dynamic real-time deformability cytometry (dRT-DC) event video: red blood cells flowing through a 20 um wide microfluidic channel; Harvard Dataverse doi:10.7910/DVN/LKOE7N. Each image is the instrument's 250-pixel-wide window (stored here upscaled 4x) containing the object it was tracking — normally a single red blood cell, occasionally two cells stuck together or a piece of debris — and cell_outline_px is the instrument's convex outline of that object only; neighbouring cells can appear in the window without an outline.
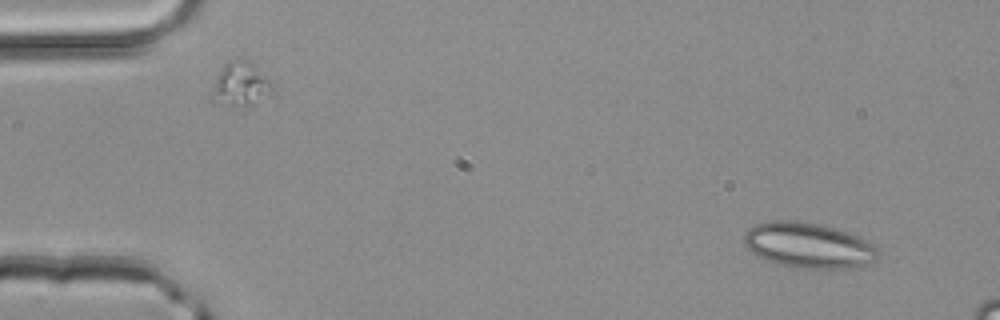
{"species": "common noctule bat (a hibernating species)", "species_latin": "Nyctalus noctula", "temperature_condition": "room temperature", "stored_images_in_passage": 3, "camera_frame_rate_fps": 3000, "um_per_image_px": 0.085, "animal": {"sex": "male", "body_mass_g": 20.4}, "frame": {"image": 1, "passage_image": 1, "time_ms": 0.0, "image_size_px": [1000, 320], "cell_outline_px": [[880, 256], [876, 260], [848, 268], [800, 268], [776, 264], [756, 256], [744, 244], [744, 236], [748, 228], [764, 220], [792, 220], [816, 224], [836, 228], [860, 236], [876, 244], [880, 252]], "centroid_in_image_um": [68.72, 20.84], "position_along_channel_um": 16.3, "area_um2": 35.78}}